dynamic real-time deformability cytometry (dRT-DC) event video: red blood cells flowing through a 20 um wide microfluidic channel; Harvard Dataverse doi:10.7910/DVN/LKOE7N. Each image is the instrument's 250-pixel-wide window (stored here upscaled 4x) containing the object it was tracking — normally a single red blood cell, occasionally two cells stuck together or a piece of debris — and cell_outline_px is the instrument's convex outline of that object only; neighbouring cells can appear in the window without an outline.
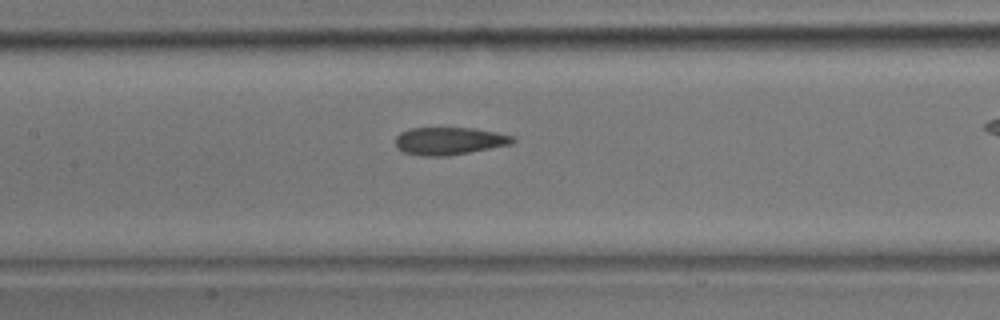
{"species": "common noctule bat (a hibernating species)", "species_latin": "Nyctalus noctula", "temperature_condition": "room temperature", "stored_images_in_passage": 27, "camera_frame_rate_fps": 3000, "um_per_image_px": 0.085, "animal": {"sex": "male", "body_mass_g": 17.9}, "frame": {"image": 1, "passage_image": 16, "time_ms": 5.0, "image_size_px": [1000, 320], "cell_outline_px": [[516, 140], [508, 144], [448, 156], [420, 156], [404, 152], [396, 148], [396, 136], [400, 132], [408, 128], [472, 128], [496, 132], [512, 136]], "centroid_in_image_um": [38.1, 11.98], "position_along_channel_um": 169.3, "area_um2": 18.67}}